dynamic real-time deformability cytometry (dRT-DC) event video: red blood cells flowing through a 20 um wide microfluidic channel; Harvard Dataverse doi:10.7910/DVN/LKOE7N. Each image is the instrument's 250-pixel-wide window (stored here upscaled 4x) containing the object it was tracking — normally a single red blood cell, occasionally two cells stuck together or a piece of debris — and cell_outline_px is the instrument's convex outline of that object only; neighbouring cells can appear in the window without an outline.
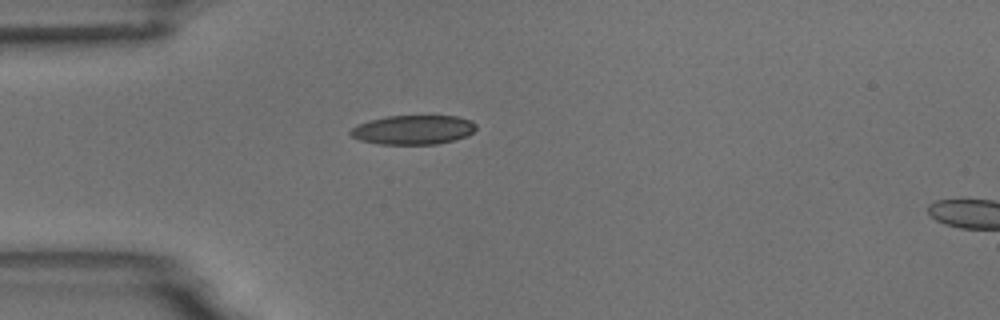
{"species": "common noctule bat (a hibernating species)", "species_latin": "Nyctalus noctula", "temperature_condition": "room temperature", "stored_images_in_passage": 6, "camera_frame_rate_fps": 3000, "um_per_image_px": 0.085, "animal": {"sex": "male", "body_mass_g": 18.8}, "frame": {"image": 1, "passage_image": 5, "time_ms": 5.667, "image_size_px": [1000, 320], "cell_outline_px": [[476, 128], [468, 136], [456, 140], [436, 144], [380, 144], [360, 140], [352, 136], [348, 132], [352, 128], [368, 120], [384, 116], [456, 116], [472, 120], [476, 124]], "centroid_in_image_um": [35.14, 11.03], "position_along_channel_um": 49.9, "area_um2": 21.5}}